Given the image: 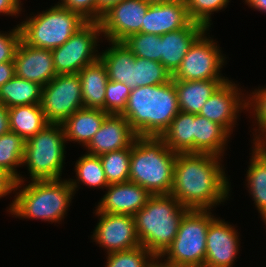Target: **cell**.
Listing matches in <instances>:
<instances>
[{"instance_id":"obj_19","label":"cell","mask_w":266,"mask_h":267,"mask_svg":"<svg viewBox=\"0 0 266 267\" xmlns=\"http://www.w3.org/2000/svg\"><path fill=\"white\" fill-rule=\"evenodd\" d=\"M96 205V210L107 214H129L134 216L145 206L151 194L134 182L110 184Z\"/></svg>"},{"instance_id":"obj_4","label":"cell","mask_w":266,"mask_h":267,"mask_svg":"<svg viewBox=\"0 0 266 267\" xmlns=\"http://www.w3.org/2000/svg\"><path fill=\"white\" fill-rule=\"evenodd\" d=\"M188 210L171 194L151 195L133 216L141 245L159 259L175 239Z\"/></svg>"},{"instance_id":"obj_24","label":"cell","mask_w":266,"mask_h":267,"mask_svg":"<svg viewBox=\"0 0 266 267\" xmlns=\"http://www.w3.org/2000/svg\"><path fill=\"white\" fill-rule=\"evenodd\" d=\"M78 75L81 81L83 107L104 111L105 89L109 81L106 66L99 58L82 68Z\"/></svg>"},{"instance_id":"obj_16","label":"cell","mask_w":266,"mask_h":267,"mask_svg":"<svg viewBox=\"0 0 266 267\" xmlns=\"http://www.w3.org/2000/svg\"><path fill=\"white\" fill-rule=\"evenodd\" d=\"M192 22L185 0H153L144 16L141 32L161 36Z\"/></svg>"},{"instance_id":"obj_27","label":"cell","mask_w":266,"mask_h":267,"mask_svg":"<svg viewBox=\"0 0 266 267\" xmlns=\"http://www.w3.org/2000/svg\"><path fill=\"white\" fill-rule=\"evenodd\" d=\"M252 156L246 171V186L266 225V158L252 145Z\"/></svg>"},{"instance_id":"obj_34","label":"cell","mask_w":266,"mask_h":267,"mask_svg":"<svg viewBox=\"0 0 266 267\" xmlns=\"http://www.w3.org/2000/svg\"><path fill=\"white\" fill-rule=\"evenodd\" d=\"M135 57L161 61V36L151 33H136L122 41Z\"/></svg>"},{"instance_id":"obj_12","label":"cell","mask_w":266,"mask_h":267,"mask_svg":"<svg viewBox=\"0 0 266 267\" xmlns=\"http://www.w3.org/2000/svg\"><path fill=\"white\" fill-rule=\"evenodd\" d=\"M98 217L91 239L106 250V254L132 249L141 245L135 220L129 214H107L94 210Z\"/></svg>"},{"instance_id":"obj_25","label":"cell","mask_w":266,"mask_h":267,"mask_svg":"<svg viewBox=\"0 0 266 267\" xmlns=\"http://www.w3.org/2000/svg\"><path fill=\"white\" fill-rule=\"evenodd\" d=\"M9 128L25 141L35 136L49 123L41 104H29L8 108Z\"/></svg>"},{"instance_id":"obj_2","label":"cell","mask_w":266,"mask_h":267,"mask_svg":"<svg viewBox=\"0 0 266 267\" xmlns=\"http://www.w3.org/2000/svg\"><path fill=\"white\" fill-rule=\"evenodd\" d=\"M180 112L173 80L131 89L121 113L137 136L160 137Z\"/></svg>"},{"instance_id":"obj_15","label":"cell","mask_w":266,"mask_h":267,"mask_svg":"<svg viewBox=\"0 0 266 267\" xmlns=\"http://www.w3.org/2000/svg\"><path fill=\"white\" fill-rule=\"evenodd\" d=\"M239 237L233 224L215 217L207 229L204 267H233L240 250Z\"/></svg>"},{"instance_id":"obj_22","label":"cell","mask_w":266,"mask_h":267,"mask_svg":"<svg viewBox=\"0 0 266 267\" xmlns=\"http://www.w3.org/2000/svg\"><path fill=\"white\" fill-rule=\"evenodd\" d=\"M229 79L209 80H173L178 98L179 109L182 112L199 114L205 102L213 92Z\"/></svg>"},{"instance_id":"obj_48","label":"cell","mask_w":266,"mask_h":267,"mask_svg":"<svg viewBox=\"0 0 266 267\" xmlns=\"http://www.w3.org/2000/svg\"><path fill=\"white\" fill-rule=\"evenodd\" d=\"M154 267H173L163 263V260L157 259Z\"/></svg>"},{"instance_id":"obj_32","label":"cell","mask_w":266,"mask_h":267,"mask_svg":"<svg viewBox=\"0 0 266 267\" xmlns=\"http://www.w3.org/2000/svg\"><path fill=\"white\" fill-rule=\"evenodd\" d=\"M172 80L171 73L160 63L145 58L135 57L131 63L129 87L159 85Z\"/></svg>"},{"instance_id":"obj_28","label":"cell","mask_w":266,"mask_h":267,"mask_svg":"<svg viewBox=\"0 0 266 267\" xmlns=\"http://www.w3.org/2000/svg\"><path fill=\"white\" fill-rule=\"evenodd\" d=\"M43 86L14 76L0 87V103L6 108L40 104L42 99Z\"/></svg>"},{"instance_id":"obj_18","label":"cell","mask_w":266,"mask_h":267,"mask_svg":"<svg viewBox=\"0 0 266 267\" xmlns=\"http://www.w3.org/2000/svg\"><path fill=\"white\" fill-rule=\"evenodd\" d=\"M15 75L42 86L56 75L51 49L29 46L20 41L14 57Z\"/></svg>"},{"instance_id":"obj_31","label":"cell","mask_w":266,"mask_h":267,"mask_svg":"<svg viewBox=\"0 0 266 267\" xmlns=\"http://www.w3.org/2000/svg\"><path fill=\"white\" fill-rule=\"evenodd\" d=\"M25 143L22 137L11 131L0 136V169L12 175L17 182L27 181L17 171L19 166L22 167Z\"/></svg>"},{"instance_id":"obj_7","label":"cell","mask_w":266,"mask_h":267,"mask_svg":"<svg viewBox=\"0 0 266 267\" xmlns=\"http://www.w3.org/2000/svg\"><path fill=\"white\" fill-rule=\"evenodd\" d=\"M66 138L61 124L49 123L26 140L22 166L32 180H59L65 163Z\"/></svg>"},{"instance_id":"obj_14","label":"cell","mask_w":266,"mask_h":267,"mask_svg":"<svg viewBox=\"0 0 266 267\" xmlns=\"http://www.w3.org/2000/svg\"><path fill=\"white\" fill-rule=\"evenodd\" d=\"M227 80L221 84L205 102L199 115L221 125L230 135L237 124L239 114L247 110V96L242 89ZM239 87V88H238ZM240 111V113H239Z\"/></svg>"},{"instance_id":"obj_47","label":"cell","mask_w":266,"mask_h":267,"mask_svg":"<svg viewBox=\"0 0 266 267\" xmlns=\"http://www.w3.org/2000/svg\"><path fill=\"white\" fill-rule=\"evenodd\" d=\"M253 146L266 158V137L253 141Z\"/></svg>"},{"instance_id":"obj_35","label":"cell","mask_w":266,"mask_h":267,"mask_svg":"<svg viewBox=\"0 0 266 267\" xmlns=\"http://www.w3.org/2000/svg\"><path fill=\"white\" fill-rule=\"evenodd\" d=\"M105 267H154L157 258L142 245L107 254Z\"/></svg>"},{"instance_id":"obj_42","label":"cell","mask_w":266,"mask_h":267,"mask_svg":"<svg viewBox=\"0 0 266 267\" xmlns=\"http://www.w3.org/2000/svg\"><path fill=\"white\" fill-rule=\"evenodd\" d=\"M22 5L21 0H0V14L17 17L21 14Z\"/></svg>"},{"instance_id":"obj_1","label":"cell","mask_w":266,"mask_h":267,"mask_svg":"<svg viewBox=\"0 0 266 267\" xmlns=\"http://www.w3.org/2000/svg\"><path fill=\"white\" fill-rule=\"evenodd\" d=\"M222 157L208 153H177L170 194L195 210H212L228 200L231 184Z\"/></svg>"},{"instance_id":"obj_33","label":"cell","mask_w":266,"mask_h":267,"mask_svg":"<svg viewBox=\"0 0 266 267\" xmlns=\"http://www.w3.org/2000/svg\"><path fill=\"white\" fill-rule=\"evenodd\" d=\"M132 146L99 155L108 184L129 181Z\"/></svg>"},{"instance_id":"obj_5","label":"cell","mask_w":266,"mask_h":267,"mask_svg":"<svg viewBox=\"0 0 266 267\" xmlns=\"http://www.w3.org/2000/svg\"><path fill=\"white\" fill-rule=\"evenodd\" d=\"M176 155L160 137L137 136L132 144L129 181L151 195L170 194Z\"/></svg>"},{"instance_id":"obj_30","label":"cell","mask_w":266,"mask_h":267,"mask_svg":"<svg viewBox=\"0 0 266 267\" xmlns=\"http://www.w3.org/2000/svg\"><path fill=\"white\" fill-rule=\"evenodd\" d=\"M74 169L76 179L68 178L67 180L74 189L75 194L76 191H78L80 184L90 188H100L103 190L109 186L99 156H93L86 153L81 155L76 161Z\"/></svg>"},{"instance_id":"obj_41","label":"cell","mask_w":266,"mask_h":267,"mask_svg":"<svg viewBox=\"0 0 266 267\" xmlns=\"http://www.w3.org/2000/svg\"><path fill=\"white\" fill-rule=\"evenodd\" d=\"M16 179L10 175L8 172L0 169V198L10 195V193H15Z\"/></svg>"},{"instance_id":"obj_36","label":"cell","mask_w":266,"mask_h":267,"mask_svg":"<svg viewBox=\"0 0 266 267\" xmlns=\"http://www.w3.org/2000/svg\"><path fill=\"white\" fill-rule=\"evenodd\" d=\"M248 95L247 92V112L250 111L249 113H251L252 118H254L252 119L254 120L253 123L258 126H255L257 129H252L254 131L252 133L254 137L252 141H256L266 137V86L258 87V89H254L252 93L250 91V95Z\"/></svg>"},{"instance_id":"obj_23","label":"cell","mask_w":266,"mask_h":267,"mask_svg":"<svg viewBox=\"0 0 266 267\" xmlns=\"http://www.w3.org/2000/svg\"><path fill=\"white\" fill-rule=\"evenodd\" d=\"M230 137L221 125L194 114V153L224 157Z\"/></svg>"},{"instance_id":"obj_38","label":"cell","mask_w":266,"mask_h":267,"mask_svg":"<svg viewBox=\"0 0 266 267\" xmlns=\"http://www.w3.org/2000/svg\"><path fill=\"white\" fill-rule=\"evenodd\" d=\"M131 88L125 83L109 80L105 89L104 112L121 114L127 105Z\"/></svg>"},{"instance_id":"obj_9","label":"cell","mask_w":266,"mask_h":267,"mask_svg":"<svg viewBox=\"0 0 266 267\" xmlns=\"http://www.w3.org/2000/svg\"><path fill=\"white\" fill-rule=\"evenodd\" d=\"M101 37L100 23L87 22L63 45L52 49L53 65L57 75L77 74L86 65L97 61L100 58L97 46Z\"/></svg>"},{"instance_id":"obj_17","label":"cell","mask_w":266,"mask_h":267,"mask_svg":"<svg viewBox=\"0 0 266 267\" xmlns=\"http://www.w3.org/2000/svg\"><path fill=\"white\" fill-rule=\"evenodd\" d=\"M136 137V133L123 115L108 114L99 131L84 149L87 151L86 154L99 156L107 152L131 147Z\"/></svg>"},{"instance_id":"obj_39","label":"cell","mask_w":266,"mask_h":267,"mask_svg":"<svg viewBox=\"0 0 266 267\" xmlns=\"http://www.w3.org/2000/svg\"><path fill=\"white\" fill-rule=\"evenodd\" d=\"M16 26L5 33L0 31V63L14 61L15 52L21 41V30L19 25Z\"/></svg>"},{"instance_id":"obj_10","label":"cell","mask_w":266,"mask_h":267,"mask_svg":"<svg viewBox=\"0 0 266 267\" xmlns=\"http://www.w3.org/2000/svg\"><path fill=\"white\" fill-rule=\"evenodd\" d=\"M208 31L209 29L192 44L180 67L172 75V80L229 79L221 74L227 57L222 53L218 42L209 35L207 37Z\"/></svg>"},{"instance_id":"obj_37","label":"cell","mask_w":266,"mask_h":267,"mask_svg":"<svg viewBox=\"0 0 266 267\" xmlns=\"http://www.w3.org/2000/svg\"><path fill=\"white\" fill-rule=\"evenodd\" d=\"M185 2L191 20L210 30L213 24L211 15L226 8L230 0H185Z\"/></svg>"},{"instance_id":"obj_20","label":"cell","mask_w":266,"mask_h":267,"mask_svg":"<svg viewBox=\"0 0 266 267\" xmlns=\"http://www.w3.org/2000/svg\"><path fill=\"white\" fill-rule=\"evenodd\" d=\"M208 30L203 25L192 22L189 26L161 35L160 63L173 75L180 67L182 59L192 44Z\"/></svg>"},{"instance_id":"obj_13","label":"cell","mask_w":266,"mask_h":267,"mask_svg":"<svg viewBox=\"0 0 266 267\" xmlns=\"http://www.w3.org/2000/svg\"><path fill=\"white\" fill-rule=\"evenodd\" d=\"M153 0H123L100 19L102 37L122 42L128 36L141 32L144 16Z\"/></svg>"},{"instance_id":"obj_8","label":"cell","mask_w":266,"mask_h":267,"mask_svg":"<svg viewBox=\"0 0 266 267\" xmlns=\"http://www.w3.org/2000/svg\"><path fill=\"white\" fill-rule=\"evenodd\" d=\"M211 211L189 209L184 214L175 239L159 258L164 259V264L173 267H204L207 229L215 218Z\"/></svg>"},{"instance_id":"obj_21","label":"cell","mask_w":266,"mask_h":267,"mask_svg":"<svg viewBox=\"0 0 266 267\" xmlns=\"http://www.w3.org/2000/svg\"><path fill=\"white\" fill-rule=\"evenodd\" d=\"M108 115L102 109L82 108L66 119L61 125L67 141L77 142L85 147L99 131L103 120Z\"/></svg>"},{"instance_id":"obj_43","label":"cell","mask_w":266,"mask_h":267,"mask_svg":"<svg viewBox=\"0 0 266 267\" xmlns=\"http://www.w3.org/2000/svg\"><path fill=\"white\" fill-rule=\"evenodd\" d=\"M15 76L14 61L0 63V87Z\"/></svg>"},{"instance_id":"obj_26","label":"cell","mask_w":266,"mask_h":267,"mask_svg":"<svg viewBox=\"0 0 266 267\" xmlns=\"http://www.w3.org/2000/svg\"><path fill=\"white\" fill-rule=\"evenodd\" d=\"M160 138L175 153H194V114L180 111Z\"/></svg>"},{"instance_id":"obj_3","label":"cell","mask_w":266,"mask_h":267,"mask_svg":"<svg viewBox=\"0 0 266 267\" xmlns=\"http://www.w3.org/2000/svg\"><path fill=\"white\" fill-rule=\"evenodd\" d=\"M24 183H16L14 200L7 210L9 214L19 219H35L55 224L64 220L75 195L67 179L32 180L29 184Z\"/></svg>"},{"instance_id":"obj_11","label":"cell","mask_w":266,"mask_h":267,"mask_svg":"<svg viewBox=\"0 0 266 267\" xmlns=\"http://www.w3.org/2000/svg\"><path fill=\"white\" fill-rule=\"evenodd\" d=\"M41 107L48 123L62 124L84 108L81 81L77 74L56 75L43 86Z\"/></svg>"},{"instance_id":"obj_45","label":"cell","mask_w":266,"mask_h":267,"mask_svg":"<svg viewBox=\"0 0 266 267\" xmlns=\"http://www.w3.org/2000/svg\"><path fill=\"white\" fill-rule=\"evenodd\" d=\"M10 131L8 108L0 103V136Z\"/></svg>"},{"instance_id":"obj_44","label":"cell","mask_w":266,"mask_h":267,"mask_svg":"<svg viewBox=\"0 0 266 267\" xmlns=\"http://www.w3.org/2000/svg\"><path fill=\"white\" fill-rule=\"evenodd\" d=\"M123 0H97V22L101 17L108 12L112 7L117 5Z\"/></svg>"},{"instance_id":"obj_46","label":"cell","mask_w":266,"mask_h":267,"mask_svg":"<svg viewBox=\"0 0 266 267\" xmlns=\"http://www.w3.org/2000/svg\"><path fill=\"white\" fill-rule=\"evenodd\" d=\"M248 7L266 13V0H244Z\"/></svg>"},{"instance_id":"obj_40","label":"cell","mask_w":266,"mask_h":267,"mask_svg":"<svg viewBox=\"0 0 266 267\" xmlns=\"http://www.w3.org/2000/svg\"><path fill=\"white\" fill-rule=\"evenodd\" d=\"M58 4L77 12L88 22H97V0H59Z\"/></svg>"},{"instance_id":"obj_6","label":"cell","mask_w":266,"mask_h":267,"mask_svg":"<svg viewBox=\"0 0 266 267\" xmlns=\"http://www.w3.org/2000/svg\"><path fill=\"white\" fill-rule=\"evenodd\" d=\"M19 23L21 40L29 46L54 49L63 45L88 21L77 12L56 3L51 8L30 14Z\"/></svg>"},{"instance_id":"obj_29","label":"cell","mask_w":266,"mask_h":267,"mask_svg":"<svg viewBox=\"0 0 266 267\" xmlns=\"http://www.w3.org/2000/svg\"><path fill=\"white\" fill-rule=\"evenodd\" d=\"M109 42L110 47L100 52V60L106 66L108 78L129 86L131 63L135 61V55L123 42Z\"/></svg>"}]
</instances>
